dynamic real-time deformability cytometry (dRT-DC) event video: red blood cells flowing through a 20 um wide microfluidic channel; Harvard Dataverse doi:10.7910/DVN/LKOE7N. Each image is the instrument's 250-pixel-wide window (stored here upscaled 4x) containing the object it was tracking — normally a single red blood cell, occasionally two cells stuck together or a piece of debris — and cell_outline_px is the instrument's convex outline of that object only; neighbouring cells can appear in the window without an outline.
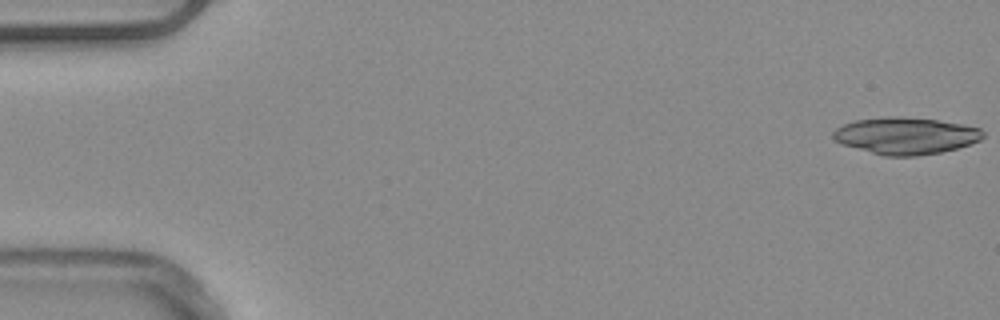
{"species": "common noctule bat (a hibernating species)", "species_latin": "Nyctalus noctula", "temperature_condition": "warm", "stored_images_in_passage": 19, "camera_frame_rate_fps": 3000, "um_per_image_px": 0.085, "animal": {"sex": "male", "body_mass_g": 20.4}, "frame": {"image": 1, "passage_image": 1, "time_ms": 0.0, "image_size_px": [1000, 320], "cell_outline_px": [[984, 136], [980, 140], [956, 148], [940, 152], [916, 156], [884, 156], [840, 144], [832, 136], [832, 132], [836, 128], [844, 124], [856, 120], [888, 116], [900, 116], [936, 120], [964, 124], [980, 128], [984, 132]], "centroid_in_image_um": [76.97, 11.53], "position_along_channel_um": 8.0, "area_um2": 32.19}}